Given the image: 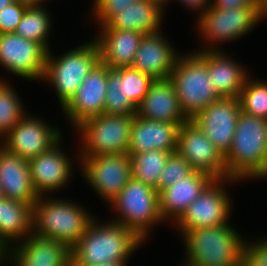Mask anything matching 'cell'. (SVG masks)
Returning a JSON list of instances; mask_svg holds the SVG:
<instances>
[{"instance_id":"cell-3","label":"cell","mask_w":267,"mask_h":266,"mask_svg":"<svg viewBox=\"0 0 267 266\" xmlns=\"http://www.w3.org/2000/svg\"><path fill=\"white\" fill-rule=\"evenodd\" d=\"M183 266H243L245 238L231 225L194 228L182 234Z\"/></svg>"},{"instance_id":"cell-21","label":"cell","mask_w":267,"mask_h":266,"mask_svg":"<svg viewBox=\"0 0 267 266\" xmlns=\"http://www.w3.org/2000/svg\"><path fill=\"white\" fill-rule=\"evenodd\" d=\"M182 124H172L139 117L133 118L127 154L151 150L176 152Z\"/></svg>"},{"instance_id":"cell-29","label":"cell","mask_w":267,"mask_h":266,"mask_svg":"<svg viewBox=\"0 0 267 266\" xmlns=\"http://www.w3.org/2000/svg\"><path fill=\"white\" fill-rule=\"evenodd\" d=\"M170 154L171 152L164 150L131 154L132 178L157 190L160 175Z\"/></svg>"},{"instance_id":"cell-12","label":"cell","mask_w":267,"mask_h":266,"mask_svg":"<svg viewBox=\"0 0 267 266\" xmlns=\"http://www.w3.org/2000/svg\"><path fill=\"white\" fill-rule=\"evenodd\" d=\"M176 152L194 171L206 173L214 179L228 178L224 156L192 120L180 127Z\"/></svg>"},{"instance_id":"cell-39","label":"cell","mask_w":267,"mask_h":266,"mask_svg":"<svg viewBox=\"0 0 267 266\" xmlns=\"http://www.w3.org/2000/svg\"><path fill=\"white\" fill-rule=\"evenodd\" d=\"M170 2V0H166L165 4ZM183 4V6H186L187 8L193 9V11L196 10L198 14H201L207 7H209L212 4V0H179ZM200 12V13H199Z\"/></svg>"},{"instance_id":"cell-45","label":"cell","mask_w":267,"mask_h":266,"mask_svg":"<svg viewBox=\"0 0 267 266\" xmlns=\"http://www.w3.org/2000/svg\"><path fill=\"white\" fill-rule=\"evenodd\" d=\"M155 1H158L160 4H162V5L165 6V2H166V0H155Z\"/></svg>"},{"instance_id":"cell-34","label":"cell","mask_w":267,"mask_h":266,"mask_svg":"<svg viewBox=\"0 0 267 266\" xmlns=\"http://www.w3.org/2000/svg\"><path fill=\"white\" fill-rule=\"evenodd\" d=\"M193 172L190 164L182 156L177 152L171 153L160 175L157 185L158 193L180 179L190 176Z\"/></svg>"},{"instance_id":"cell-40","label":"cell","mask_w":267,"mask_h":266,"mask_svg":"<svg viewBox=\"0 0 267 266\" xmlns=\"http://www.w3.org/2000/svg\"><path fill=\"white\" fill-rule=\"evenodd\" d=\"M7 257H9V250L0 242V266L4 265L5 261L8 262Z\"/></svg>"},{"instance_id":"cell-36","label":"cell","mask_w":267,"mask_h":266,"mask_svg":"<svg viewBox=\"0 0 267 266\" xmlns=\"http://www.w3.org/2000/svg\"><path fill=\"white\" fill-rule=\"evenodd\" d=\"M30 4L15 0L0 11V34L15 33L27 7Z\"/></svg>"},{"instance_id":"cell-28","label":"cell","mask_w":267,"mask_h":266,"mask_svg":"<svg viewBox=\"0 0 267 266\" xmlns=\"http://www.w3.org/2000/svg\"><path fill=\"white\" fill-rule=\"evenodd\" d=\"M43 4H30L20 23L16 27L15 33L19 36L42 44L50 51L47 40L51 32V19L49 11Z\"/></svg>"},{"instance_id":"cell-2","label":"cell","mask_w":267,"mask_h":266,"mask_svg":"<svg viewBox=\"0 0 267 266\" xmlns=\"http://www.w3.org/2000/svg\"><path fill=\"white\" fill-rule=\"evenodd\" d=\"M228 178H267V119L241 111L232 146L224 156Z\"/></svg>"},{"instance_id":"cell-41","label":"cell","mask_w":267,"mask_h":266,"mask_svg":"<svg viewBox=\"0 0 267 266\" xmlns=\"http://www.w3.org/2000/svg\"><path fill=\"white\" fill-rule=\"evenodd\" d=\"M259 13L264 17L267 18V0H257Z\"/></svg>"},{"instance_id":"cell-44","label":"cell","mask_w":267,"mask_h":266,"mask_svg":"<svg viewBox=\"0 0 267 266\" xmlns=\"http://www.w3.org/2000/svg\"><path fill=\"white\" fill-rule=\"evenodd\" d=\"M17 1H23V2H26L28 4H42V2H44L46 0H17Z\"/></svg>"},{"instance_id":"cell-42","label":"cell","mask_w":267,"mask_h":266,"mask_svg":"<svg viewBox=\"0 0 267 266\" xmlns=\"http://www.w3.org/2000/svg\"><path fill=\"white\" fill-rule=\"evenodd\" d=\"M71 266H77V265H71ZM97 266H127V262H109Z\"/></svg>"},{"instance_id":"cell-15","label":"cell","mask_w":267,"mask_h":266,"mask_svg":"<svg viewBox=\"0 0 267 266\" xmlns=\"http://www.w3.org/2000/svg\"><path fill=\"white\" fill-rule=\"evenodd\" d=\"M241 113L239 98H223L211 103L192 121L225 156L233 142L236 123Z\"/></svg>"},{"instance_id":"cell-4","label":"cell","mask_w":267,"mask_h":266,"mask_svg":"<svg viewBox=\"0 0 267 266\" xmlns=\"http://www.w3.org/2000/svg\"><path fill=\"white\" fill-rule=\"evenodd\" d=\"M46 197L39 196L33 205L32 233L63 242L71 249L86 232L94 216L76 202Z\"/></svg>"},{"instance_id":"cell-8","label":"cell","mask_w":267,"mask_h":266,"mask_svg":"<svg viewBox=\"0 0 267 266\" xmlns=\"http://www.w3.org/2000/svg\"><path fill=\"white\" fill-rule=\"evenodd\" d=\"M134 116L103 113L83 120L75 127L83 148L77 158L127 153Z\"/></svg>"},{"instance_id":"cell-20","label":"cell","mask_w":267,"mask_h":266,"mask_svg":"<svg viewBox=\"0 0 267 266\" xmlns=\"http://www.w3.org/2000/svg\"><path fill=\"white\" fill-rule=\"evenodd\" d=\"M196 53L205 61L209 78L218 95L223 98H239L249 77L246 68L219 49L198 50Z\"/></svg>"},{"instance_id":"cell-24","label":"cell","mask_w":267,"mask_h":266,"mask_svg":"<svg viewBox=\"0 0 267 266\" xmlns=\"http://www.w3.org/2000/svg\"><path fill=\"white\" fill-rule=\"evenodd\" d=\"M213 180L214 178L206 173L194 171L190 176L163 189L159 193L163 221L173 220L175 223Z\"/></svg>"},{"instance_id":"cell-22","label":"cell","mask_w":267,"mask_h":266,"mask_svg":"<svg viewBox=\"0 0 267 266\" xmlns=\"http://www.w3.org/2000/svg\"><path fill=\"white\" fill-rule=\"evenodd\" d=\"M0 185L4 198L33 207L39 198L32 183L28 160L7 151L0 145Z\"/></svg>"},{"instance_id":"cell-38","label":"cell","mask_w":267,"mask_h":266,"mask_svg":"<svg viewBox=\"0 0 267 266\" xmlns=\"http://www.w3.org/2000/svg\"><path fill=\"white\" fill-rule=\"evenodd\" d=\"M219 9H232L236 7H258L257 0H214L211 4Z\"/></svg>"},{"instance_id":"cell-6","label":"cell","mask_w":267,"mask_h":266,"mask_svg":"<svg viewBox=\"0 0 267 266\" xmlns=\"http://www.w3.org/2000/svg\"><path fill=\"white\" fill-rule=\"evenodd\" d=\"M99 62V49L94 40L57 57L48 51L42 80L55 88L63 108Z\"/></svg>"},{"instance_id":"cell-7","label":"cell","mask_w":267,"mask_h":266,"mask_svg":"<svg viewBox=\"0 0 267 266\" xmlns=\"http://www.w3.org/2000/svg\"><path fill=\"white\" fill-rule=\"evenodd\" d=\"M108 205L119 215L118 219L112 221L131 229L144 242L149 239L151 228L164 222L160 214L158 191L133 178Z\"/></svg>"},{"instance_id":"cell-13","label":"cell","mask_w":267,"mask_h":266,"mask_svg":"<svg viewBox=\"0 0 267 266\" xmlns=\"http://www.w3.org/2000/svg\"><path fill=\"white\" fill-rule=\"evenodd\" d=\"M48 50L16 33L0 34V66L27 80H41Z\"/></svg>"},{"instance_id":"cell-35","label":"cell","mask_w":267,"mask_h":266,"mask_svg":"<svg viewBox=\"0 0 267 266\" xmlns=\"http://www.w3.org/2000/svg\"><path fill=\"white\" fill-rule=\"evenodd\" d=\"M93 14L99 25H106L115 15L140 0H93Z\"/></svg>"},{"instance_id":"cell-25","label":"cell","mask_w":267,"mask_h":266,"mask_svg":"<svg viewBox=\"0 0 267 266\" xmlns=\"http://www.w3.org/2000/svg\"><path fill=\"white\" fill-rule=\"evenodd\" d=\"M93 38L100 62L109 68L131 67L143 33L134 30L101 29Z\"/></svg>"},{"instance_id":"cell-9","label":"cell","mask_w":267,"mask_h":266,"mask_svg":"<svg viewBox=\"0 0 267 266\" xmlns=\"http://www.w3.org/2000/svg\"><path fill=\"white\" fill-rule=\"evenodd\" d=\"M198 17L197 29L208 44L201 50H217L215 45L227 41L231 42L245 36L261 19H265L259 13V7L219 9L212 5L207 7Z\"/></svg>"},{"instance_id":"cell-23","label":"cell","mask_w":267,"mask_h":266,"mask_svg":"<svg viewBox=\"0 0 267 266\" xmlns=\"http://www.w3.org/2000/svg\"><path fill=\"white\" fill-rule=\"evenodd\" d=\"M135 115L172 124H183L188 121L169 79L154 80L147 94L137 105Z\"/></svg>"},{"instance_id":"cell-1","label":"cell","mask_w":267,"mask_h":266,"mask_svg":"<svg viewBox=\"0 0 267 266\" xmlns=\"http://www.w3.org/2000/svg\"><path fill=\"white\" fill-rule=\"evenodd\" d=\"M131 229L113 221L94 220L71 248V265L97 266L109 262H127L129 256L143 245Z\"/></svg>"},{"instance_id":"cell-18","label":"cell","mask_w":267,"mask_h":266,"mask_svg":"<svg viewBox=\"0 0 267 266\" xmlns=\"http://www.w3.org/2000/svg\"><path fill=\"white\" fill-rule=\"evenodd\" d=\"M61 140L62 138L48 151L28 161L32 183L39 196H45L47 193L63 188L72 177L73 163L69 155L62 152Z\"/></svg>"},{"instance_id":"cell-17","label":"cell","mask_w":267,"mask_h":266,"mask_svg":"<svg viewBox=\"0 0 267 266\" xmlns=\"http://www.w3.org/2000/svg\"><path fill=\"white\" fill-rule=\"evenodd\" d=\"M9 249L13 266H71V249L63 242L34 233Z\"/></svg>"},{"instance_id":"cell-16","label":"cell","mask_w":267,"mask_h":266,"mask_svg":"<svg viewBox=\"0 0 267 266\" xmlns=\"http://www.w3.org/2000/svg\"><path fill=\"white\" fill-rule=\"evenodd\" d=\"M107 66L99 62L83 80L75 95L62 108L66 119L76 127L83 120L104 113Z\"/></svg>"},{"instance_id":"cell-19","label":"cell","mask_w":267,"mask_h":266,"mask_svg":"<svg viewBox=\"0 0 267 266\" xmlns=\"http://www.w3.org/2000/svg\"><path fill=\"white\" fill-rule=\"evenodd\" d=\"M161 33L143 35L131 66L154 80L168 79L179 57Z\"/></svg>"},{"instance_id":"cell-43","label":"cell","mask_w":267,"mask_h":266,"mask_svg":"<svg viewBox=\"0 0 267 266\" xmlns=\"http://www.w3.org/2000/svg\"><path fill=\"white\" fill-rule=\"evenodd\" d=\"M14 1L15 0H0V11L8 5L12 4Z\"/></svg>"},{"instance_id":"cell-37","label":"cell","mask_w":267,"mask_h":266,"mask_svg":"<svg viewBox=\"0 0 267 266\" xmlns=\"http://www.w3.org/2000/svg\"><path fill=\"white\" fill-rule=\"evenodd\" d=\"M264 238L256 242L245 240L243 266H267V237Z\"/></svg>"},{"instance_id":"cell-14","label":"cell","mask_w":267,"mask_h":266,"mask_svg":"<svg viewBox=\"0 0 267 266\" xmlns=\"http://www.w3.org/2000/svg\"><path fill=\"white\" fill-rule=\"evenodd\" d=\"M61 133L38 117L25 116L0 140V145L29 161L54 146L62 138Z\"/></svg>"},{"instance_id":"cell-5","label":"cell","mask_w":267,"mask_h":266,"mask_svg":"<svg viewBox=\"0 0 267 266\" xmlns=\"http://www.w3.org/2000/svg\"><path fill=\"white\" fill-rule=\"evenodd\" d=\"M180 55L168 79L176 90L184 115L192 120L221 97L213 87L205 61L195 51Z\"/></svg>"},{"instance_id":"cell-11","label":"cell","mask_w":267,"mask_h":266,"mask_svg":"<svg viewBox=\"0 0 267 266\" xmlns=\"http://www.w3.org/2000/svg\"><path fill=\"white\" fill-rule=\"evenodd\" d=\"M83 175L97 195L109 204L132 178L127 153L79 157Z\"/></svg>"},{"instance_id":"cell-32","label":"cell","mask_w":267,"mask_h":266,"mask_svg":"<svg viewBox=\"0 0 267 266\" xmlns=\"http://www.w3.org/2000/svg\"><path fill=\"white\" fill-rule=\"evenodd\" d=\"M250 78H247L239 96L241 111L267 119V82Z\"/></svg>"},{"instance_id":"cell-26","label":"cell","mask_w":267,"mask_h":266,"mask_svg":"<svg viewBox=\"0 0 267 266\" xmlns=\"http://www.w3.org/2000/svg\"><path fill=\"white\" fill-rule=\"evenodd\" d=\"M164 5L155 0H140L115 15L100 29L134 30L143 34L162 31Z\"/></svg>"},{"instance_id":"cell-27","label":"cell","mask_w":267,"mask_h":266,"mask_svg":"<svg viewBox=\"0 0 267 266\" xmlns=\"http://www.w3.org/2000/svg\"><path fill=\"white\" fill-rule=\"evenodd\" d=\"M33 207L2 198L0 200V242L9 250L32 234Z\"/></svg>"},{"instance_id":"cell-46","label":"cell","mask_w":267,"mask_h":266,"mask_svg":"<svg viewBox=\"0 0 267 266\" xmlns=\"http://www.w3.org/2000/svg\"><path fill=\"white\" fill-rule=\"evenodd\" d=\"M3 193H2V189H1V185H0V200L3 198Z\"/></svg>"},{"instance_id":"cell-33","label":"cell","mask_w":267,"mask_h":266,"mask_svg":"<svg viewBox=\"0 0 267 266\" xmlns=\"http://www.w3.org/2000/svg\"><path fill=\"white\" fill-rule=\"evenodd\" d=\"M121 75L125 95L137 106L149 91L154 79L132 67H121Z\"/></svg>"},{"instance_id":"cell-30","label":"cell","mask_w":267,"mask_h":266,"mask_svg":"<svg viewBox=\"0 0 267 266\" xmlns=\"http://www.w3.org/2000/svg\"><path fill=\"white\" fill-rule=\"evenodd\" d=\"M137 106L125 95L121 68L107 66V91L104 113L108 115L135 114Z\"/></svg>"},{"instance_id":"cell-10","label":"cell","mask_w":267,"mask_h":266,"mask_svg":"<svg viewBox=\"0 0 267 266\" xmlns=\"http://www.w3.org/2000/svg\"><path fill=\"white\" fill-rule=\"evenodd\" d=\"M224 182H239L236 179H214L174 223L182 234L194 228L214 227L228 224L231 213V199Z\"/></svg>"},{"instance_id":"cell-31","label":"cell","mask_w":267,"mask_h":266,"mask_svg":"<svg viewBox=\"0 0 267 266\" xmlns=\"http://www.w3.org/2000/svg\"><path fill=\"white\" fill-rule=\"evenodd\" d=\"M11 85L0 80V138L3 139L26 115L24 106Z\"/></svg>"}]
</instances>
